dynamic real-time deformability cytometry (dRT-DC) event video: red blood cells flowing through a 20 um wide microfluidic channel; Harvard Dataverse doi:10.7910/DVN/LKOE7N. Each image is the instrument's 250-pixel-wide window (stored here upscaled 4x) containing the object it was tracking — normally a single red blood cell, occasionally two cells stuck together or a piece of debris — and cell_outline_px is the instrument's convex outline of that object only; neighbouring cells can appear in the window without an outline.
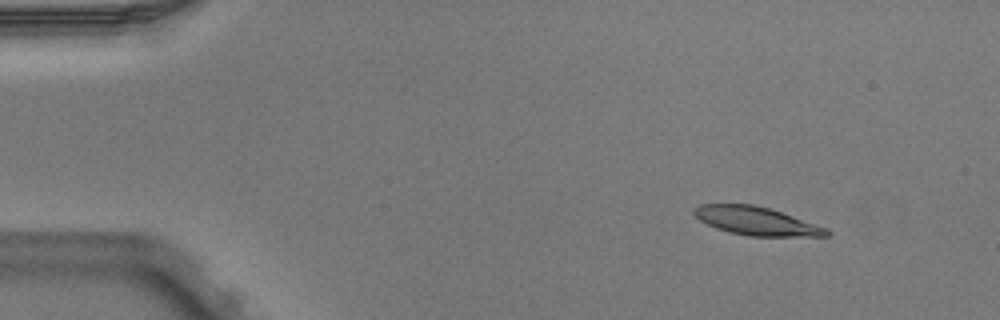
{"species": "Egyptian fruit bat (a non-hibernating species)", "species_latin": "Rousettus aegyptiacus", "temperature_condition": "warm", "stored_images_in_passage": 6, "camera_frame_rate_fps": 3000, "um_per_image_px": 0.085, "animal": {"sex": "male"}, "frame": {"image": 1, "passage_image": 2, "time_ms": 0.333, "image_size_px": [1000, 320], "cell_outline_px": [[832, 232], [828, 236], [748, 236], [728, 232], [716, 228], [700, 220], [692, 212], [692, 208], [700, 204], [752, 204], [768, 208], [828, 228]], "centroid_in_image_um": [64.27, 18.79], "position_along_channel_um": 20.7, "area_um2": 21.79}}
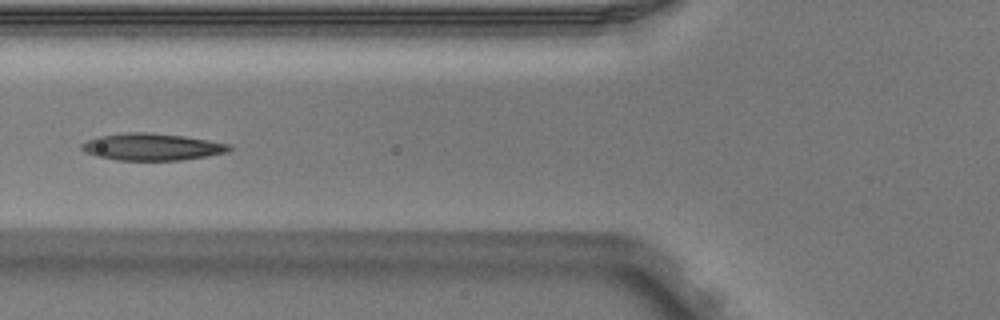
{"frame": {"image": 2, "passage_image": 6, "time_ms": 1.667, "image_size_px": [1000, 320], "cell_outline_px": [[232, 148], [228, 152], [208, 156], [180, 160], [116, 160], [96, 156], [84, 152], [80, 148], [80, 144], [96, 136], [128, 132], [148, 132], [184, 136], [232, 144]], "centroid_in_image_um": [12.9, 12.48], "position_along_channel_um": 112.9, "area_um2": 23.41}}